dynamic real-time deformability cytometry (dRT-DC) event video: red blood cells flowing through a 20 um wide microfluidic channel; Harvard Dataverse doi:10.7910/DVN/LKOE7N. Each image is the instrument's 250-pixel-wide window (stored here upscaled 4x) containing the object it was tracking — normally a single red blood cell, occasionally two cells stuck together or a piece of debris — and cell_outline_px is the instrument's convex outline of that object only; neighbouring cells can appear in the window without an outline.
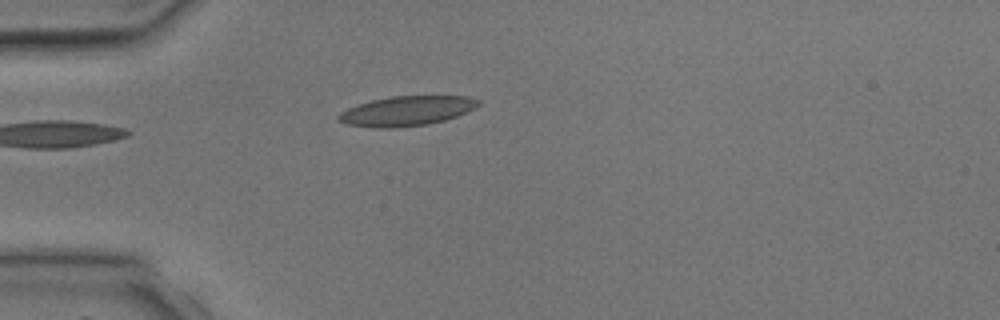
{"species": "common noctule bat (a hibernating species)", "species_latin": "Nyctalus noctula", "temperature_condition": "room temperature", "stored_images_in_passage": 3, "camera_frame_rate_fps": 3000, "um_per_image_px": 0.085, "animal": {"sex": "male", "body_mass_g": 17.9, "forearm_length_mm": 54.2}, "frame": {"image": 1, "passage_image": 3, "time_ms": 3.333, "image_size_px": [1000, 320], "cell_outline_px": [[480, 104], [476, 108], [456, 116], [444, 120], [428, 124], [396, 128], [372, 128], [348, 124], [340, 120], [336, 116], [340, 112], [348, 108], [372, 100], [392, 96], [468, 96], [480, 100]], "centroid_in_image_um": [34.59, 9.43], "position_along_channel_um": 50.4, "area_um2": 24.16}}